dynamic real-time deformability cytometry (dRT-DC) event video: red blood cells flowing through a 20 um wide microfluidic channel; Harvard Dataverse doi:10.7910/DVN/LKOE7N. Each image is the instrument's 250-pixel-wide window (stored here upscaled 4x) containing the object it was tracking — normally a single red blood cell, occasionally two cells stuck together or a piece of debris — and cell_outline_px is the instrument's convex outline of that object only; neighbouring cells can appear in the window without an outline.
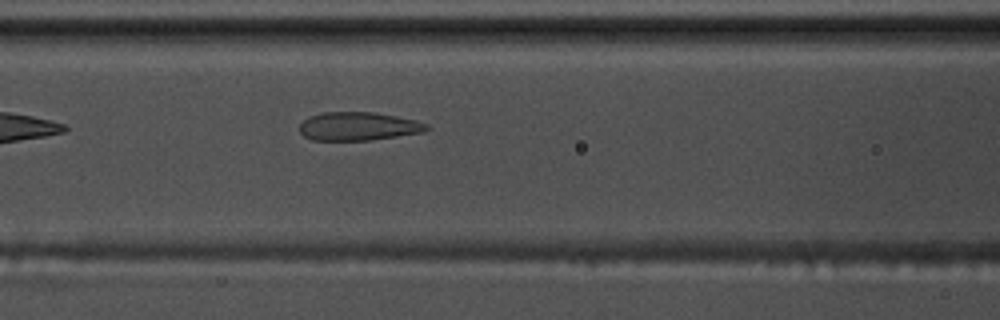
{"species": "common noctule bat (a hibernating species)", "species_latin": "Nyctalus noctula", "temperature_condition": "warm", "stored_images_in_passage": 39, "camera_frame_rate_fps": 3000, "um_per_image_px": 0.085, "animal": {"sex": "male", "body_mass_g": 17.5, "forearm_length_mm": 52.3}, "frame": {"image": 1, "passage_image": 8, "time_ms": 2.333, "image_size_px": [1000, 320], "cell_outline_px": [[432, 128], [424, 132], [372, 140], [312, 140], [304, 136], [300, 132], [300, 124], [308, 116], [324, 112], [372, 112], [396, 116], [416, 120], [428, 124]], "centroid_in_image_um": [30.48, 10.74], "position_along_channel_um": 136.1, "area_um2": 21.15}}
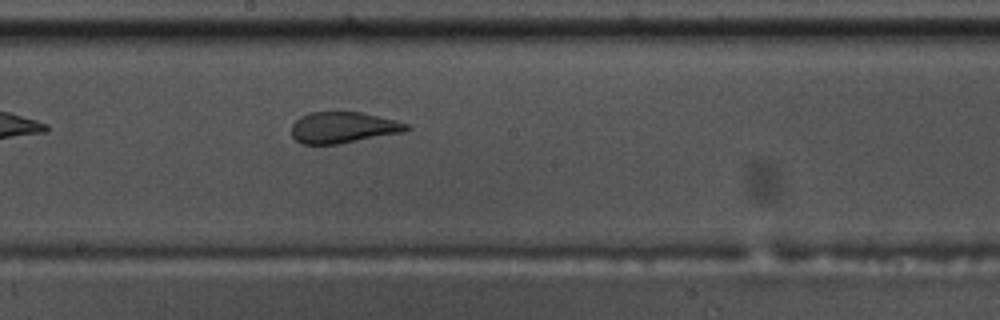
{"frame": {"image": 2, "passage_image": 15, "time_ms": 4.667, "image_size_px": [1000, 320], "cell_outline_px": [[412, 128], [404, 132], [340, 144], [300, 144], [292, 136], [292, 124], [300, 116], [312, 112], [360, 112], [396, 120], [408, 124]], "centroid_in_image_um": [29.18, 10.84], "position_along_channel_um": 219.0, "area_um2": 20.98}}
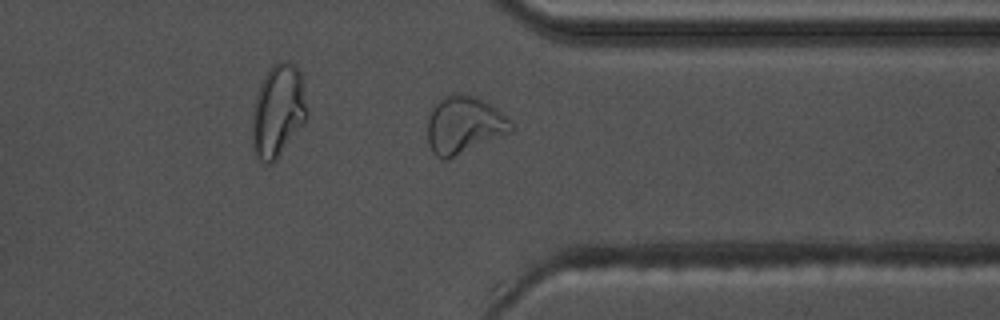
{"frame": {"image": 3, "passage_image": 28, "time_ms": 9.0, "image_size_px": [1000, 320], "cell_outline_px": [[512, 132], [448, 160], [444, 160], [436, 156], [432, 152], [428, 144], [428, 120], [432, 108], [436, 100], [452, 92], [456, 92], [472, 96], [492, 104], [508, 116], [512, 124]], "centroid_in_image_um": [39.44, 10.62], "position_along_channel_um": 372.0, "area_um2": 28.44}, "authors_computed_cell_mechanics": {"area_um2": 21.9062, "velocity_mm_per_s": 3.566, "shape_relaxation_time_tau1_ms": null, "shape_relaxation_time_tau2_ms": 0.9718, "deformation_change_tau1": null, "deformation_change_tau2": 0.0841}}